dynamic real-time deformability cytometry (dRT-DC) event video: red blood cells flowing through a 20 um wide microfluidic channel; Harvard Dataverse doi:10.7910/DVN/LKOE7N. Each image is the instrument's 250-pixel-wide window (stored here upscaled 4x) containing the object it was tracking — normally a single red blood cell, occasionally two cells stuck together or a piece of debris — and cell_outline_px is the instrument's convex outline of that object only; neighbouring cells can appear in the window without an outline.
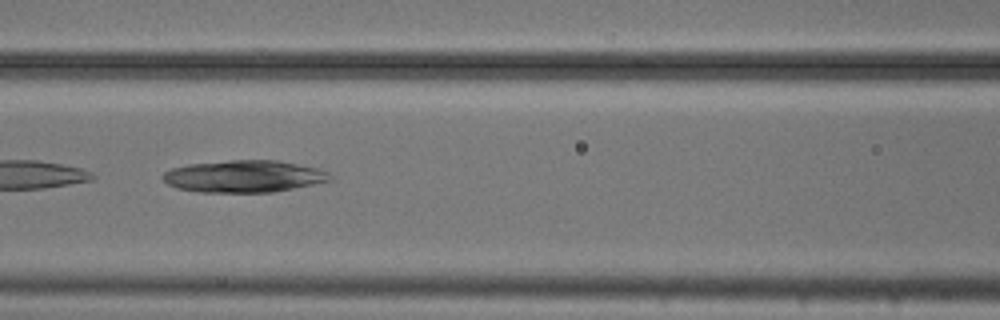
{"species": "common noctule bat (a hibernating species)", "species_latin": "Nyctalus noctula", "temperature_condition": "cold", "stored_images_in_passage": 39, "camera_frame_rate_fps": 3000, "um_per_image_px": 0.085, "animal": {"sex": "male", "body_mass_g": 20.5, "forearm_length_mm": 52.5}, "frame": {"image": 1, "passage_image": 23, "time_ms": 7.333, "image_size_px": [1000, 320], "cell_outline_px": [[332, 180], [272, 192], [200, 192], [176, 188], [168, 184], [164, 180], [164, 172], [172, 168], [188, 164], [232, 160], [276, 160], [316, 168], [328, 172], [332, 176]], "centroid_in_image_um": [20.72, 14.99], "position_along_channel_um": 145.9, "area_um2": 30.92}}